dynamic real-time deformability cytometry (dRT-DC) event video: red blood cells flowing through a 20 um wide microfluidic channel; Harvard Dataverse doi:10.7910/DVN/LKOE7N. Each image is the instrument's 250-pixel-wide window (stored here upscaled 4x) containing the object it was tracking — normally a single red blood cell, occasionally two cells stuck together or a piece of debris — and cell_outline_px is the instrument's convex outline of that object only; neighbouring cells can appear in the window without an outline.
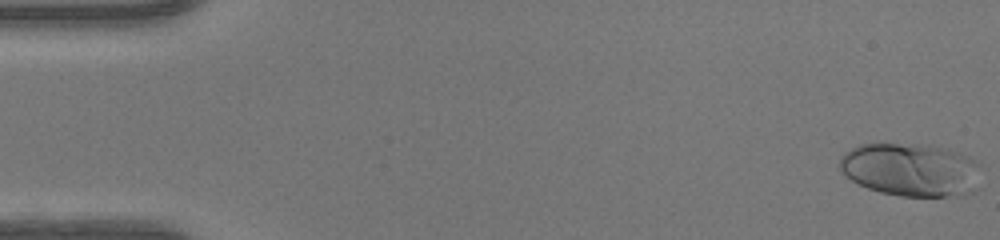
{"species": "human", "species_latin": "Homo sapiens", "temperature_condition": "warm", "stored_images_in_passage": 49, "camera_frame_rate_fps": 3000, "um_per_image_px": 0.085, "donor": {"sex": "female"}, "frame": {"image": 1, "passage_image": 1, "time_ms": 0.0, "image_size_px": [1000, 240], "cell_outline_px": [[980, 164], [976, 192], [964, 196], [900, 196], [880, 192], [868, 188], [844, 176], [840, 168], [840, 156], [844, 152], [860, 144], [928, 144], [948, 148], [972, 156], [980, 160]], "centroid_in_image_um": [77.49, 14.42], "position_along_channel_um": 7.5, "area_um2": 44.74}}
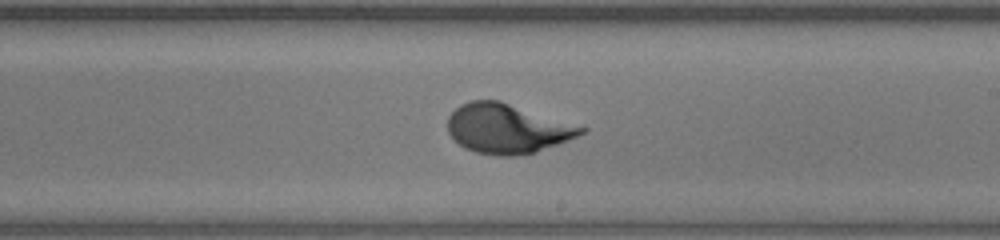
{"frame": {"image": 2, "passage_image": 29, "time_ms": 9.333, "image_size_px": [1000, 240], "cell_outline_px": [[588, 128], [584, 132], [568, 140], [536, 152], [516, 156], [496, 156], [476, 152], [464, 148], [448, 132], [448, 116], [460, 104], [472, 100], [500, 100]], "centroid_in_image_um": [43.1, 10.93], "position_along_channel_um": 245.9, "area_um2": 38.38}}
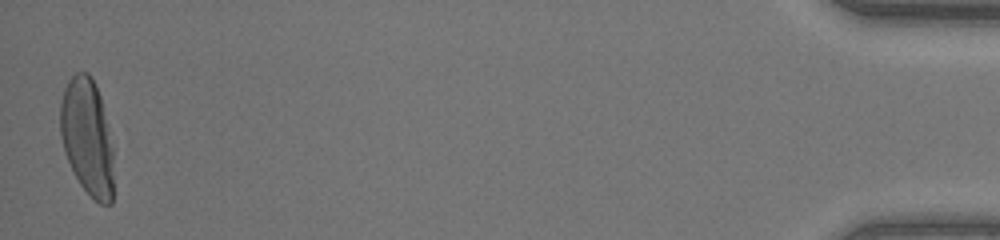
{"frame": {"image": 3, "passage_image": 49, "time_ms": 16.0, "image_size_px": [1000, 240], "cell_outline_px": [[112, 204], [100, 204], [80, 184], [64, 152], [60, 136], [60, 104], [64, 88], [68, 80], [76, 72], [88, 72], [92, 76], [100, 96], [108, 128], [112, 148]], "centroid_in_image_um": [7.39, 11.6], "position_along_channel_um": 427.8, "area_um2": 35.89}}